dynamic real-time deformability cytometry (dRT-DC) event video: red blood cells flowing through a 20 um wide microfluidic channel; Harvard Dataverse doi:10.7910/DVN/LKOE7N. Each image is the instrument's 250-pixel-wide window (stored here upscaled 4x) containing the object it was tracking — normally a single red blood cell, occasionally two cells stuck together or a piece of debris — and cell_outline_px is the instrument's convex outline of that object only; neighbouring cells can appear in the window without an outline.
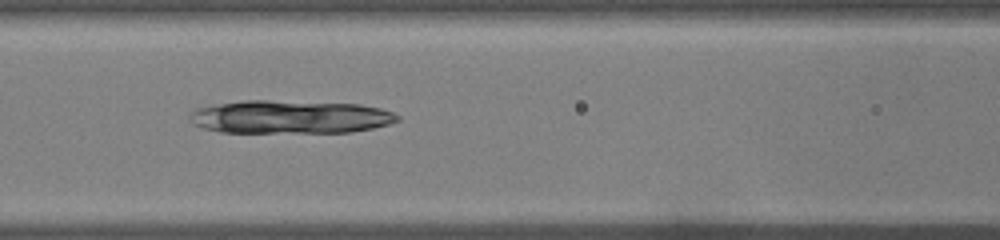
{"species": "common noctule bat (a hibernating species)", "species_latin": "Nyctalus noctula", "temperature_condition": "warm", "stored_images_in_passage": 34, "camera_frame_rate_fps": 3000, "um_per_image_px": 0.085, "animal": {"sex": "male", "body_mass_g": 19.0, "forearm_length_mm": 50.8}, "frame": {"image": 1, "passage_image": 6, "time_ms": 1.667, "image_size_px": [1000, 240], "cell_outline_px": [[400, 120], [388, 124], [372, 128], [352, 132], [220, 132], [204, 128], [196, 124], [188, 116], [196, 108], [212, 104], [240, 100], [268, 100], [360, 104], [380, 108], [392, 112], [400, 116]], "centroid_in_image_um": [24.66, 9.93], "position_along_channel_um": 141.9, "area_um2": 40.23}}
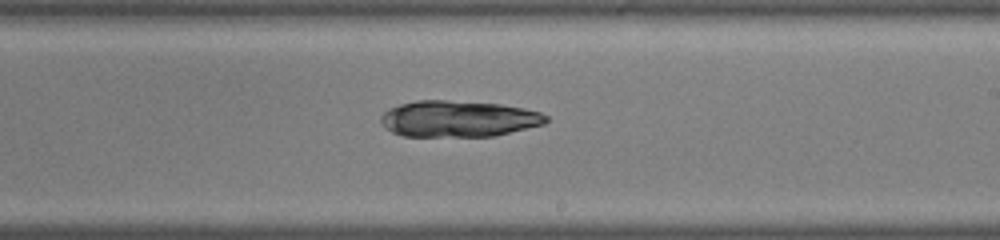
{"frame": {"image": 2, "passage_image": 14, "time_ms": 4.333, "image_size_px": [1000, 240], "cell_outline_px": [[548, 120], [544, 124], [492, 136], [404, 136], [392, 132], [384, 128], [380, 120], [380, 116], [388, 108], [400, 104], [416, 100], [448, 100], [500, 104], [524, 108], [540, 112], [548, 116]], "centroid_in_image_um": [38.93, 10.09], "position_along_channel_um": 250.1, "area_um2": 34.97}}
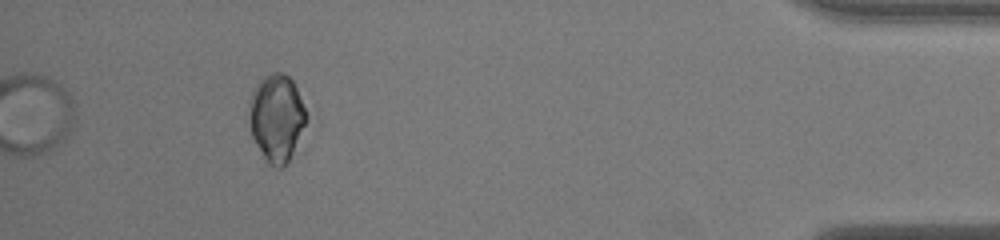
{"frame": {"image": 3, "passage_image": 30, "time_ms": 9.667, "image_size_px": [1000, 240], "cell_outline_px": [[308, 120], [288, 160], [280, 168], [276, 168], [268, 164], [264, 160], [252, 136], [248, 120], [248, 104], [252, 92], [256, 84], [264, 76], [272, 72], [284, 72], [292, 80], [296, 88], [308, 116]], "centroid_in_image_um": [23.48, 10.0], "position_along_channel_um": 411.7, "area_um2": 29.19}}